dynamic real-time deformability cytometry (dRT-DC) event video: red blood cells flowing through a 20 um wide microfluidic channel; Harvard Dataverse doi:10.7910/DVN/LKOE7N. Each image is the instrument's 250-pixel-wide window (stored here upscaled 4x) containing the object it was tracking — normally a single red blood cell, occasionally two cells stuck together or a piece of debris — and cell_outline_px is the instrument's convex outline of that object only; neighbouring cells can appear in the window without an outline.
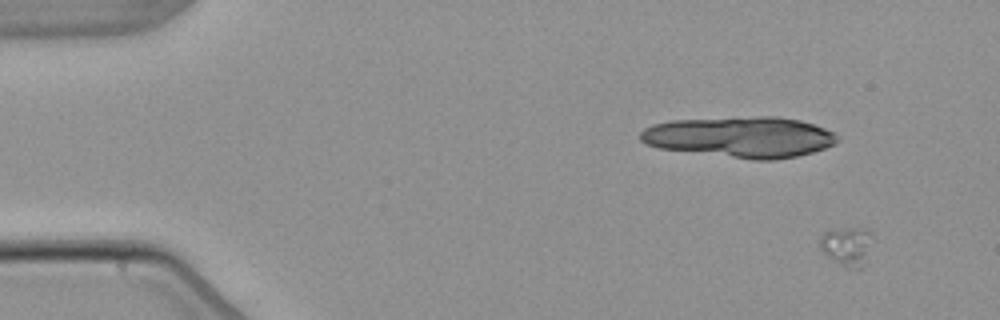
{"species": "common noctule bat (a hibernating species)", "species_latin": "Nyctalus noctula", "temperature_condition": "warm", "stored_images_in_passage": 5, "camera_frame_rate_fps": 3000, "um_per_image_px": 0.085, "animal": {"sex": "male", "body_mass_g": 21.5, "forearm_length_mm": 52.0}, "frame": {"image": 1, "passage_image": 1, "time_ms": 0.0, "image_size_px": [1000, 320], "cell_outline_px": [[868, 232], [864, 264], [860, 268], [848, 268], [840, 264], [828, 256], [820, 248], [820, 236], [824, 232], [848, 228], [864, 228]], "centroid_in_image_um": [71.89, 20.93], "position_along_channel_um": 13.1, "area_um2": 10.92}}